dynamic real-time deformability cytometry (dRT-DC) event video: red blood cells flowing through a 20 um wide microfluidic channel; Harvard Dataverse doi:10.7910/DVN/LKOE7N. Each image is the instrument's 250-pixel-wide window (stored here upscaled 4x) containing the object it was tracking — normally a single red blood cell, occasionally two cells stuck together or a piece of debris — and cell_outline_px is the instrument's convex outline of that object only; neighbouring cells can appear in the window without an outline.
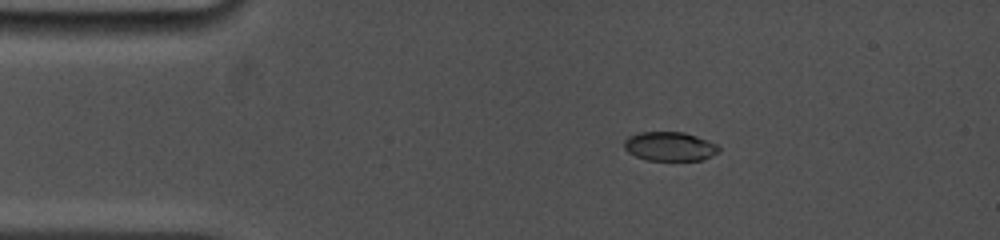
{"species": "common noctule bat (a hibernating species)", "species_latin": "Nyctalus noctula", "temperature_condition": "cold", "stored_images_in_passage": 4, "camera_frame_rate_fps": 5000, "um_per_image_px": 0.085, "animal": {"sex": "female", "body_mass_g": 19.0, "forearm_length_mm": 53.3}, "frame": {"image": 1, "passage_image": 2, "time_ms": 1.0, "image_size_px": [1000, 240], "cell_outline_px": [[720, 152], [704, 160], [648, 160], [636, 156], [628, 152], [624, 148], [624, 140], [628, 136], [640, 132], [684, 132], [708, 140], [716, 144], [720, 148]], "centroid_in_image_um": [56.94, 12.44], "position_along_channel_um": 28.1, "area_um2": 16.13}}